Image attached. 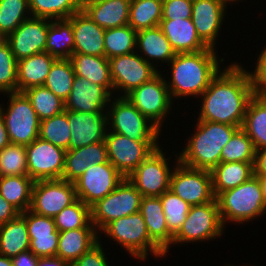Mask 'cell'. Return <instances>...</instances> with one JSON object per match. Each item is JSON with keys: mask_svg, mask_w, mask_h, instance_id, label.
I'll return each mask as SVG.
<instances>
[{"mask_svg": "<svg viewBox=\"0 0 266 266\" xmlns=\"http://www.w3.org/2000/svg\"><path fill=\"white\" fill-rule=\"evenodd\" d=\"M230 63L212 79L199 96L202 100L197 120L242 126L247 105L255 95L248 70Z\"/></svg>", "mask_w": 266, "mask_h": 266, "instance_id": "6da1fadb", "label": "cell"}, {"mask_svg": "<svg viewBox=\"0 0 266 266\" xmlns=\"http://www.w3.org/2000/svg\"><path fill=\"white\" fill-rule=\"evenodd\" d=\"M217 53V49L212 48L196 53H176L168 64L171 78L168 81V77L165 78L173 102L190 96L199 99L220 72V64H224L225 58L218 57Z\"/></svg>", "mask_w": 266, "mask_h": 266, "instance_id": "7a4b0ae2", "label": "cell"}, {"mask_svg": "<svg viewBox=\"0 0 266 266\" xmlns=\"http://www.w3.org/2000/svg\"><path fill=\"white\" fill-rule=\"evenodd\" d=\"M194 134L178 155L179 162L195 168L211 171L220 163L222 148L230 140L238 126L197 120Z\"/></svg>", "mask_w": 266, "mask_h": 266, "instance_id": "3957f363", "label": "cell"}, {"mask_svg": "<svg viewBox=\"0 0 266 266\" xmlns=\"http://www.w3.org/2000/svg\"><path fill=\"white\" fill-rule=\"evenodd\" d=\"M216 200L224 227L229 221L240 225L266 213L261 185L255 175L236 188L220 193Z\"/></svg>", "mask_w": 266, "mask_h": 266, "instance_id": "277c9868", "label": "cell"}, {"mask_svg": "<svg viewBox=\"0 0 266 266\" xmlns=\"http://www.w3.org/2000/svg\"><path fill=\"white\" fill-rule=\"evenodd\" d=\"M128 251L133 259L142 261L150 255L165 258V252L150 238L140 212L112 220L100 232Z\"/></svg>", "mask_w": 266, "mask_h": 266, "instance_id": "5b68a950", "label": "cell"}, {"mask_svg": "<svg viewBox=\"0 0 266 266\" xmlns=\"http://www.w3.org/2000/svg\"><path fill=\"white\" fill-rule=\"evenodd\" d=\"M114 97L111 98L106 110L107 131L122 134L135 141L159 142L161 130L126 97Z\"/></svg>", "mask_w": 266, "mask_h": 266, "instance_id": "8992f818", "label": "cell"}, {"mask_svg": "<svg viewBox=\"0 0 266 266\" xmlns=\"http://www.w3.org/2000/svg\"><path fill=\"white\" fill-rule=\"evenodd\" d=\"M8 106L2 107L0 113L6 126L10 143L30 145L39 137L41 120L37 116L30 100L23 92L6 93Z\"/></svg>", "mask_w": 266, "mask_h": 266, "instance_id": "52a82bcc", "label": "cell"}, {"mask_svg": "<svg viewBox=\"0 0 266 266\" xmlns=\"http://www.w3.org/2000/svg\"><path fill=\"white\" fill-rule=\"evenodd\" d=\"M224 229L215 198L211 202L190 207L182 227L173 236L172 245L206 242L221 238L220 236L224 234Z\"/></svg>", "mask_w": 266, "mask_h": 266, "instance_id": "ba28073f", "label": "cell"}, {"mask_svg": "<svg viewBox=\"0 0 266 266\" xmlns=\"http://www.w3.org/2000/svg\"><path fill=\"white\" fill-rule=\"evenodd\" d=\"M142 197L129 179L124 178L114 191L90 207L91 222L100 232L112 220L140 212Z\"/></svg>", "mask_w": 266, "mask_h": 266, "instance_id": "9c48e42d", "label": "cell"}, {"mask_svg": "<svg viewBox=\"0 0 266 266\" xmlns=\"http://www.w3.org/2000/svg\"><path fill=\"white\" fill-rule=\"evenodd\" d=\"M160 130L172 110L173 100L161 71L150 81L141 84L125 96ZM165 119V120H164Z\"/></svg>", "mask_w": 266, "mask_h": 266, "instance_id": "30bf717a", "label": "cell"}, {"mask_svg": "<svg viewBox=\"0 0 266 266\" xmlns=\"http://www.w3.org/2000/svg\"><path fill=\"white\" fill-rule=\"evenodd\" d=\"M162 148L159 146L151 152L127 177L143 197H160L170 190L173 166L169 163L171 156L166 158Z\"/></svg>", "mask_w": 266, "mask_h": 266, "instance_id": "8fae6325", "label": "cell"}, {"mask_svg": "<svg viewBox=\"0 0 266 266\" xmlns=\"http://www.w3.org/2000/svg\"><path fill=\"white\" fill-rule=\"evenodd\" d=\"M175 160L176 165H173L170 178V190L191 206L213 201L215 196L211 172L180 163L178 155Z\"/></svg>", "mask_w": 266, "mask_h": 266, "instance_id": "7c38bea8", "label": "cell"}, {"mask_svg": "<svg viewBox=\"0 0 266 266\" xmlns=\"http://www.w3.org/2000/svg\"><path fill=\"white\" fill-rule=\"evenodd\" d=\"M113 94L121 92L125 97L141 84L150 81L160 70L146 62L136 51L127 55H118L108 59Z\"/></svg>", "mask_w": 266, "mask_h": 266, "instance_id": "4fadbf2b", "label": "cell"}, {"mask_svg": "<svg viewBox=\"0 0 266 266\" xmlns=\"http://www.w3.org/2000/svg\"><path fill=\"white\" fill-rule=\"evenodd\" d=\"M109 162L127 178L156 148L159 142L135 141L107 131L105 136Z\"/></svg>", "mask_w": 266, "mask_h": 266, "instance_id": "5bb4252c", "label": "cell"}, {"mask_svg": "<svg viewBox=\"0 0 266 266\" xmlns=\"http://www.w3.org/2000/svg\"><path fill=\"white\" fill-rule=\"evenodd\" d=\"M124 178L110 162L90 165L74 182L76 197L91 207L114 191Z\"/></svg>", "mask_w": 266, "mask_h": 266, "instance_id": "9a60e30c", "label": "cell"}, {"mask_svg": "<svg viewBox=\"0 0 266 266\" xmlns=\"http://www.w3.org/2000/svg\"><path fill=\"white\" fill-rule=\"evenodd\" d=\"M77 199L75 185L63 179L34 181L30 210L47 217H55Z\"/></svg>", "mask_w": 266, "mask_h": 266, "instance_id": "2e32d148", "label": "cell"}, {"mask_svg": "<svg viewBox=\"0 0 266 266\" xmlns=\"http://www.w3.org/2000/svg\"><path fill=\"white\" fill-rule=\"evenodd\" d=\"M65 152L38 137L26 146L28 176L33 181L62 179Z\"/></svg>", "mask_w": 266, "mask_h": 266, "instance_id": "e0dca14e", "label": "cell"}, {"mask_svg": "<svg viewBox=\"0 0 266 266\" xmlns=\"http://www.w3.org/2000/svg\"><path fill=\"white\" fill-rule=\"evenodd\" d=\"M50 22L48 18L31 16L7 36L6 41L17 61L45 52Z\"/></svg>", "mask_w": 266, "mask_h": 266, "instance_id": "ac0fdd59", "label": "cell"}, {"mask_svg": "<svg viewBox=\"0 0 266 266\" xmlns=\"http://www.w3.org/2000/svg\"><path fill=\"white\" fill-rule=\"evenodd\" d=\"M71 130L69 149L105 141L107 112L84 113L65 110Z\"/></svg>", "mask_w": 266, "mask_h": 266, "instance_id": "d6986e66", "label": "cell"}, {"mask_svg": "<svg viewBox=\"0 0 266 266\" xmlns=\"http://www.w3.org/2000/svg\"><path fill=\"white\" fill-rule=\"evenodd\" d=\"M226 11L219 0H193L191 20L198 37L208 48H217L216 40L221 34Z\"/></svg>", "mask_w": 266, "mask_h": 266, "instance_id": "ffe728a7", "label": "cell"}, {"mask_svg": "<svg viewBox=\"0 0 266 266\" xmlns=\"http://www.w3.org/2000/svg\"><path fill=\"white\" fill-rule=\"evenodd\" d=\"M20 215L26 221L30 240L29 250L39 258L56 257L59 231L56 229L54 219L30 209Z\"/></svg>", "mask_w": 266, "mask_h": 266, "instance_id": "44dd1931", "label": "cell"}, {"mask_svg": "<svg viewBox=\"0 0 266 266\" xmlns=\"http://www.w3.org/2000/svg\"><path fill=\"white\" fill-rule=\"evenodd\" d=\"M113 94L105 87L75 76L65 110L94 113L106 112Z\"/></svg>", "mask_w": 266, "mask_h": 266, "instance_id": "7402d4cb", "label": "cell"}, {"mask_svg": "<svg viewBox=\"0 0 266 266\" xmlns=\"http://www.w3.org/2000/svg\"><path fill=\"white\" fill-rule=\"evenodd\" d=\"M68 19L73 29V53L105 56V29L99 27L83 10Z\"/></svg>", "mask_w": 266, "mask_h": 266, "instance_id": "603a6c76", "label": "cell"}, {"mask_svg": "<svg viewBox=\"0 0 266 266\" xmlns=\"http://www.w3.org/2000/svg\"><path fill=\"white\" fill-rule=\"evenodd\" d=\"M131 0H82V10L103 29L126 26Z\"/></svg>", "mask_w": 266, "mask_h": 266, "instance_id": "cb8c5ba5", "label": "cell"}, {"mask_svg": "<svg viewBox=\"0 0 266 266\" xmlns=\"http://www.w3.org/2000/svg\"><path fill=\"white\" fill-rule=\"evenodd\" d=\"M109 162L105 141L65 152L62 179L74 183L93 164Z\"/></svg>", "mask_w": 266, "mask_h": 266, "instance_id": "d4e9b609", "label": "cell"}, {"mask_svg": "<svg viewBox=\"0 0 266 266\" xmlns=\"http://www.w3.org/2000/svg\"><path fill=\"white\" fill-rule=\"evenodd\" d=\"M136 51L156 69L160 61L168 65L176 55L160 26L137 31Z\"/></svg>", "mask_w": 266, "mask_h": 266, "instance_id": "484cf974", "label": "cell"}, {"mask_svg": "<svg viewBox=\"0 0 266 266\" xmlns=\"http://www.w3.org/2000/svg\"><path fill=\"white\" fill-rule=\"evenodd\" d=\"M160 27L175 53H196L208 49L198 37L191 18L161 19Z\"/></svg>", "mask_w": 266, "mask_h": 266, "instance_id": "4316f807", "label": "cell"}, {"mask_svg": "<svg viewBox=\"0 0 266 266\" xmlns=\"http://www.w3.org/2000/svg\"><path fill=\"white\" fill-rule=\"evenodd\" d=\"M140 213L150 238L167 256L174 235L168 230L160 197H142Z\"/></svg>", "mask_w": 266, "mask_h": 266, "instance_id": "83f0119b", "label": "cell"}, {"mask_svg": "<svg viewBox=\"0 0 266 266\" xmlns=\"http://www.w3.org/2000/svg\"><path fill=\"white\" fill-rule=\"evenodd\" d=\"M100 238L96 228H78L59 232L56 257L71 264L96 245Z\"/></svg>", "mask_w": 266, "mask_h": 266, "instance_id": "f1b7e54d", "label": "cell"}, {"mask_svg": "<svg viewBox=\"0 0 266 266\" xmlns=\"http://www.w3.org/2000/svg\"><path fill=\"white\" fill-rule=\"evenodd\" d=\"M55 57L48 52L35 54L17 61V92L43 86Z\"/></svg>", "mask_w": 266, "mask_h": 266, "instance_id": "f546056e", "label": "cell"}, {"mask_svg": "<svg viewBox=\"0 0 266 266\" xmlns=\"http://www.w3.org/2000/svg\"><path fill=\"white\" fill-rule=\"evenodd\" d=\"M255 162H220L211 172L215 198L222 192L236 188L254 175Z\"/></svg>", "mask_w": 266, "mask_h": 266, "instance_id": "4dcf8cb0", "label": "cell"}, {"mask_svg": "<svg viewBox=\"0 0 266 266\" xmlns=\"http://www.w3.org/2000/svg\"><path fill=\"white\" fill-rule=\"evenodd\" d=\"M75 76L86 78L90 82L105 87L113 94L109 61L105 56H92L73 53L70 57Z\"/></svg>", "mask_w": 266, "mask_h": 266, "instance_id": "1f68e13d", "label": "cell"}, {"mask_svg": "<svg viewBox=\"0 0 266 266\" xmlns=\"http://www.w3.org/2000/svg\"><path fill=\"white\" fill-rule=\"evenodd\" d=\"M241 128L253 142L255 150L266 148V98L254 95L246 109Z\"/></svg>", "mask_w": 266, "mask_h": 266, "instance_id": "d6a6232c", "label": "cell"}, {"mask_svg": "<svg viewBox=\"0 0 266 266\" xmlns=\"http://www.w3.org/2000/svg\"><path fill=\"white\" fill-rule=\"evenodd\" d=\"M29 247L28 229L21 215L0 225V255L13 258L21 252L28 251Z\"/></svg>", "mask_w": 266, "mask_h": 266, "instance_id": "836d02e7", "label": "cell"}, {"mask_svg": "<svg viewBox=\"0 0 266 266\" xmlns=\"http://www.w3.org/2000/svg\"><path fill=\"white\" fill-rule=\"evenodd\" d=\"M33 184L28 175L0 176V195L23 213L30 209Z\"/></svg>", "mask_w": 266, "mask_h": 266, "instance_id": "e575fe53", "label": "cell"}, {"mask_svg": "<svg viewBox=\"0 0 266 266\" xmlns=\"http://www.w3.org/2000/svg\"><path fill=\"white\" fill-rule=\"evenodd\" d=\"M74 38L69 19L51 20L49 23L45 52L56 59H70Z\"/></svg>", "mask_w": 266, "mask_h": 266, "instance_id": "d590c367", "label": "cell"}, {"mask_svg": "<svg viewBox=\"0 0 266 266\" xmlns=\"http://www.w3.org/2000/svg\"><path fill=\"white\" fill-rule=\"evenodd\" d=\"M163 0H131L129 22L135 31L160 26Z\"/></svg>", "mask_w": 266, "mask_h": 266, "instance_id": "8d00e7d4", "label": "cell"}, {"mask_svg": "<svg viewBox=\"0 0 266 266\" xmlns=\"http://www.w3.org/2000/svg\"><path fill=\"white\" fill-rule=\"evenodd\" d=\"M32 17L68 19L82 10V0H28Z\"/></svg>", "mask_w": 266, "mask_h": 266, "instance_id": "74e56055", "label": "cell"}, {"mask_svg": "<svg viewBox=\"0 0 266 266\" xmlns=\"http://www.w3.org/2000/svg\"><path fill=\"white\" fill-rule=\"evenodd\" d=\"M137 31L130 25L105 29V57L127 55L136 51Z\"/></svg>", "mask_w": 266, "mask_h": 266, "instance_id": "f35d334b", "label": "cell"}, {"mask_svg": "<svg viewBox=\"0 0 266 266\" xmlns=\"http://www.w3.org/2000/svg\"><path fill=\"white\" fill-rule=\"evenodd\" d=\"M75 78L74 68L70 59H56L43 84L64 102L69 97Z\"/></svg>", "mask_w": 266, "mask_h": 266, "instance_id": "ab89813d", "label": "cell"}, {"mask_svg": "<svg viewBox=\"0 0 266 266\" xmlns=\"http://www.w3.org/2000/svg\"><path fill=\"white\" fill-rule=\"evenodd\" d=\"M53 219L59 232L78 228H95L91 222L90 207L78 198L62 209Z\"/></svg>", "mask_w": 266, "mask_h": 266, "instance_id": "60d3db41", "label": "cell"}, {"mask_svg": "<svg viewBox=\"0 0 266 266\" xmlns=\"http://www.w3.org/2000/svg\"><path fill=\"white\" fill-rule=\"evenodd\" d=\"M23 93L30 100L40 120L51 118L65 111V102L44 86L31 87Z\"/></svg>", "mask_w": 266, "mask_h": 266, "instance_id": "b9f144b4", "label": "cell"}, {"mask_svg": "<svg viewBox=\"0 0 266 266\" xmlns=\"http://www.w3.org/2000/svg\"><path fill=\"white\" fill-rule=\"evenodd\" d=\"M71 130L67 112L63 111L51 118L41 120L39 138L53 145L69 150Z\"/></svg>", "mask_w": 266, "mask_h": 266, "instance_id": "7bdbcfd3", "label": "cell"}, {"mask_svg": "<svg viewBox=\"0 0 266 266\" xmlns=\"http://www.w3.org/2000/svg\"><path fill=\"white\" fill-rule=\"evenodd\" d=\"M255 155L252 140L240 127L222 148L220 162H255Z\"/></svg>", "mask_w": 266, "mask_h": 266, "instance_id": "ee69618b", "label": "cell"}, {"mask_svg": "<svg viewBox=\"0 0 266 266\" xmlns=\"http://www.w3.org/2000/svg\"><path fill=\"white\" fill-rule=\"evenodd\" d=\"M30 17L28 0H0V32L6 37Z\"/></svg>", "mask_w": 266, "mask_h": 266, "instance_id": "f6af8a7d", "label": "cell"}, {"mask_svg": "<svg viewBox=\"0 0 266 266\" xmlns=\"http://www.w3.org/2000/svg\"><path fill=\"white\" fill-rule=\"evenodd\" d=\"M160 199L168 230L175 235L186 220L191 205L175 195L171 190L164 192Z\"/></svg>", "mask_w": 266, "mask_h": 266, "instance_id": "bcb514c9", "label": "cell"}, {"mask_svg": "<svg viewBox=\"0 0 266 266\" xmlns=\"http://www.w3.org/2000/svg\"><path fill=\"white\" fill-rule=\"evenodd\" d=\"M28 175L26 146L10 143L0 150V176Z\"/></svg>", "mask_w": 266, "mask_h": 266, "instance_id": "7dc6e473", "label": "cell"}, {"mask_svg": "<svg viewBox=\"0 0 266 266\" xmlns=\"http://www.w3.org/2000/svg\"><path fill=\"white\" fill-rule=\"evenodd\" d=\"M12 92H17V60L6 41L0 45V95Z\"/></svg>", "mask_w": 266, "mask_h": 266, "instance_id": "c3c4849f", "label": "cell"}, {"mask_svg": "<svg viewBox=\"0 0 266 266\" xmlns=\"http://www.w3.org/2000/svg\"><path fill=\"white\" fill-rule=\"evenodd\" d=\"M193 0H163L162 19H188L192 15Z\"/></svg>", "mask_w": 266, "mask_h": 266, "instance_id": "681fc988", "label": "cell"}, {"mask_svg": "<svg viewBox=\"0 0 266 266\" xmlns=\"http://www.w3.org/2000/svg\"><path fill=\"white\" fill-rule=\"evenodd\" d=\"M255 70L249 71L255 95L266 98V49L261 50L256 60Z\"/></svg>", "mask_w": 266, "mask_h": 266, "instance_id": "f907efd6", "label": "cell"}, {"mask_svg": "<svg viewBox=\"0 0 266 266\" xmlns=\"http://www.w3.org/2000/svg\"><path fill=\"white\" fill-rule=\"evenodd\" d=\"M101 241L94 245L89 251L84 253L70 266H111L108 262L107 254L104 253V248Z\"/></svg>", "mask_w": 266, "mask_h": 266, "instance_id": "816d5d0a", "label": "cell"}, {"mask_svg": "<svg viewBox=\"0 0 266 266\" xmlns=\"http://www.w3.org/2000/svg\"><path fill=\"white\" fill-rule=\"evenodd\" d=\"M20 212L0 195V225L16 219Z\"/></svg>", "mask_w": 266, "mask_h": 266, "instance_id": "f5cc1de1", "label": "cell"}, {"mask_svg": "<svg viewBox=\"0 0 266 266\" xmlns=\"http://www.w3.org/2000/svg\"><path fill=\"white\" fill-rule=\"evenodd\" d=\"M40 258L34 255L30 250L21 252L11 258L13 266H37Z\"/></svg>", "mask_w": 266, "mask_h": 266, "instance_id": "db71d44e", "label": "cell"}, {"mask_svg": "<svg viewBox=\"0 0 266 266\" xmlns=\"http://www.w3.org/2000/svg\"><path fill=\"white\" fill-rule=\"evenodd\" d=\"M254 175H266V148L256 150Z\"/></svg>", "mask_w": 266, "mask_h": 266, "instance_id": "11a10c76", "label": "cell"}, {"mask_svg": "<svg viewBox=\"0 0 266 266\" xmlns=\"http://www.w3.org/2000/svg\"><path fill=\"white\" fill-rule=\"evenodd\" d=\"M37 266H70V264L59 257H46L40 258Z\"/></svg>", "mask_w": 266, "mask_h": 266, "instance_id": "9f6ffc18", "label": "cell"}, {"mask_svg": "<svg viewBox=\"0 0 266 266\" xmlns=\"http://www.w3.org/2000/svg\"><path fill=\"white\" fill-rule=\"evenodd\" d=\"M9 144H10V140L8 137V132L4 124L3 117L0 113V150L5 148Z\"/></svg>", "mask_w": 266, "mask_h": 266, "instance_id": "6f0895ef", "label": "cell"}, {"mask_svg": "<svg viewBox=\"0 0 266 266\" xmlns=\"http://www.w3.org/2000/svg\"><path fill=\"white\" fill-rule=\"evenodd\" d=\"M255 176H257L259 179L261 190L263 192L264 201L266 203V175H255Z\"/></svg>", "mask_w": 266, "mask_h": 266, "instance_id": "680465c9", "label": "cell"}, {"mask_svg": "<svg viewBox=\"0 0 266 266\" xmlns=\"http://www.w3.org/2000/svg\"><path fill=\"white\" fill-rule=\"evenodd\" d=\"M0 266H13L11 258L0 255Z\"/></svg>", "mask_w": 266, "mask_h": 266, "instance_id": "91938a15", "label": "cell"}, {"mask_svg": "<svg viewBox=\"0 0 266 266\" xmlns=\"http://www.w3.org/2000/svg\"><path fill=\"white\" fill-rule=\"evenodd\" d=\"M226 8L231 5L232 2H238L240 0H219ZM244 0H241V2ZM230 4V5H228Z\"/></svg>", "mask_w": 266, "mask_h": 266, "instance_id": "94428289", "label": "cell"}, {"mask_svg": "<svg viewBox=\"0 0 266 266\" xmlns=\"http://www.w3.org/2000/svg\"><path fill=\"white\" fill-rule=\"evenodd\" d=\"M7 37L0 32V45H2L4 42H6Z\"/></svg>", "mask_w": 266, "mask_h": 266, "instance_id": "6125c7cd", "label": "cell"}]
</instances>
